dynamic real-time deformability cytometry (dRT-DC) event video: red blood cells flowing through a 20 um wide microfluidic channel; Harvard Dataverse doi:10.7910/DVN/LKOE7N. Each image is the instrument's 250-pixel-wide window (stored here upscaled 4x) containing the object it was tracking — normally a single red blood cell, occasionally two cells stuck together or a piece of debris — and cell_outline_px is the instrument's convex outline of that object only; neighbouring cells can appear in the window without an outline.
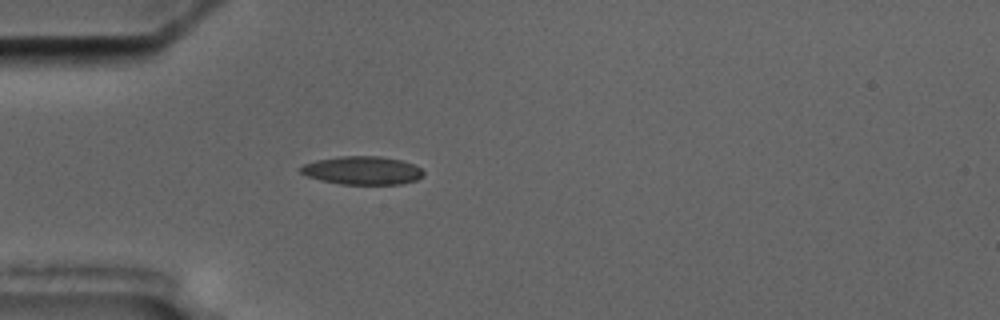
{"species": "common noctule bat (a hibernating species)", "species_latin": "Nyctalus noctula", "temperature_condition": "cold", "stored_images_in_passage": 1, "camera_frame_rate_fps": 3000, "um_per_image_px": 0.085, "animal": {"sex": "male", "body_mass_g": 17.5, "forearm_length_mm": 52.3}, "frame": {"image": 1, "passage_image": 1, "time_ms": 0.0, "image_size_px": [1000, 320], "cell_outline_px": [[424, 176], [416, 180], [400, 184], [340, 184], [320, 180], [308, 176], [300, 172], [300, 168], [304, 164], [316, 160], [336, 156], [380, 156], [400, 160], [416, 164], [424, 172]], "centroid_in_image_um": [30.82, 14.48], "position_along_channel_um": 54.2, "area_um2": 20.35}}